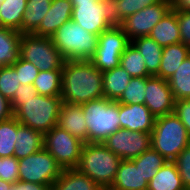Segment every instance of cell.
<instances>
[{
	"mask_svg": "<svg viewBox=\"0 0 190 190\" xmlns=\"http://www.w3.org/2000/svg\"><path fill=\"white\" fill-rule=\"evenodd\" d=\"M104 97L102 72L90 60H65L62 66L61 99L82 105Z\"/></svg>",
	"mask_w": 190,
	"mask_h": 190,
	"instance_id": "cell-1",
	"label": "cell"
},
{
	"mask_svg": "<svg viewBox=\"0 0 190 190\" xmlns=\"http://www.w3.org/2000/svg\"><path fill=\"white\" fill-rule=\"evenodd\" d=\"M121 158L102 143H84L77 169L108 190L114 182Z\"/></svg>",
	"mask_w": 190,
	"mask_h": 190,
	"instance_id": "cell-2",
	"label": "cell"
},
{
	"mask_svg": "<svg viewBox=\"0 0 190 190\" xmlns=\"http://www.w3.org/2000/svg\"><path fill=\"white\" fill-rule=\"evenodd\" d=\"M62 103L61 97L38 94L34 98L21 99L13 116L22 125L45 134L57 125Z\"/></svg>",
	"mask_w": 190,
	"mask_h": 190,
	"instance_id": "cell-3",
	"label": "cell"
},
{
	"mask_svg": "<svg viewBox=\"0 0 190 190\" xmlns=\"http://www.w3.org/2000/svg\"><path fill=\"white\" fill-rule=\"evenodd\" d=\"M51 39L64 60H91L98 45V36L72 19L58 28Z\"/></svg>",
	"mask_w": 190,
	"mask_h": 190,
	"instance_id": "cell-4",
	"label": "cell"
},
{
	"mask_svg": "<svg viewBox=\"0 0 190 190\" xmlns=\"http://www.w3.org/2000/svg\"><path fill=\"white\" fill-rule=\"evenodd\" d=\"M189 143L190 135L174 113L156 118L151 147L167 161H174Z\"/></svg>",
	"mask_w": 190,
	"mask_h": 190,
	"instance_id": "cell-5",
	"label": "cell"
},
{
	"mask_svg": "<svg viewBox=\"0 0 190 190\" xmlns=\"http://www.w3.org/2000/svg\"><path fill=\"white\" fill-rule=\"evenodd\" d=\"M88 130L89 143H102L120 129L119 103L105 97L81 105Z\"/></svg>",
	"mask_w": 190,
	"mask_h": 190,
	"instance_id": "cell-6",
	"label": "cell"
},
{
	"mask_svg": "<svg viewBox=\"0 0 190 190\" xmlns=\"http://www.w3.org/2000/svg\"><path fill=\"white\" fill-rule=\"evenodd\" d=\"M20 57L31 62L39 71L62 70L64 58L51 37L22 34Z\"/></svg>",
	"mask_w": 190,
	"mask_h": 190,
	"instance_id": "cell-7",
	"label": "cell"
},
{
	"mask_svg": "<svg viewBox=\"0 0 190 190\" xmlns=\"http://www.w3.org/2000/svg\"><path fill=\"white\" fill-rule=\"evenodd\" d=\"M19 181L47 185L60 177L63 169L56 159L45 149L18 160Z\"/></svg>",
	"mask_w": 190,
	"mask_h": 190,
	"instance_id": "cell-8",
	"label": "cell"
},
{
	"mask_svg": "<svg viewBox=\"0 0 190 190\" xmlns=\"http://www.w3.org/2000/svg\"><path fill=\"white\" fill-rule=\"evenodd\" d=\"M129 44L127 34L115 24L98 36L97 49L90 61L102 73L112 70L120 66V57Z\"/></svg>",
	"mask_w": 190,
	"mask_h": 190,
	"instance_id": "cell-9",
	"label": "cell"
},
{
	"mask_svg": "<svg viewBox=\"0 0 190 190\" xmlns=\"http://www.w3.org/2000/svg\"><path fill=\"white\" fill-rule=\"evenodd\" d=\"M84 142L58 125L44 134V148L62 169L76 168Z\"/></svg>",
	"mask_w": 190,
	"mask_h": 190,
	"instance_id": "cell-10",
	"label": "cell"
},
{
	"mask_svg": "<svg viewBox=\"0 0 190 190\" xmlns=\"http://www.w3.org/2000/svg\"><path fill=\"white\" fill-rule=\"evenodd\" d=\"M72 20L86 31L99 36L112 27L111 2L99 0L97 3H72Z\"/></svg>",
	"mask_w": 190,
	"mask_h": 190,
	"instance_id": "cell-11",
	"label": "cell"
},
{
	"mask_svg": "<svg viewBox=\"0 0 190 190\" xmlns=\"http://www.w3.org/2000/svg\"><path fill=\"white\" fill-rule=\"evenodd\" d=\"M172 9L171 0L148 6L128 16L119 25L127 34L129 41L148 36L153 27Z\"/></svg>",
	"mask_w": 190,
	"mask_h": 190,
	"instance_id": "cell-12",
	"label": "cell"
},
{
	"mask_svg": "<svg viewBox=\"0 0 190 190\" xmlns=\"http://www.w3.org/2000/svg\"><path fill=\"white\" fill-rule=\"evenodd\" d=\"M102 144L122 160H132L151 147V134L120 128Z\"/></svg>",
	"mask_w": 190,
	"mask_h": 190,
	"instance_id": "cell-13",
	"label": "cell"
},
{
	"mask_svg": "<svg viewBox=\"0 0 190 190\" xmlns=\"http://www.w3.org/2000/svg\"><path fill=\"white\" fill-rule=\"evenodd\" d=\"M144 105L157 118L174 113L175 99L168 81L156 76L146 77Z\"/></svg>",
	"mask_w": 190,
	"mask_h": 190,
	"instance_id": "cell-14",
	"label": "cell"
},
{
	"mask_svg": "<svg viewBox=\"0 0 190 190\" xmlns=\"http://www.w3.org/2000/svg\"><path fill=\"white\" fill-rule=\"evenodd\" d=\"M119 118L120 128L150 134L156 120V117L144 104L119 103Z\"/></svg>",
	"mask_w": 190,
	"mask_h": 190,
	"instance_id": "cell-15",
	"label": "cell"
},
{
	"mask_svg": "<svg viewBox=\"0 0 190 190\" xmlns=\"http://www.w3.org/2000/svg\"><path fill=\"white\" fill-rule=\"evenodd\" d=\"M72 10L73 6L70 0H52L50 9L32 34L51 37L58 28L71 20Z\"/></svg>",
	"mask_w": 190,
	"mask_h": 190,
	"instance_id": "cell-16",
	"label": "cell"
},
{
	"mask_svg": "<svg viewBox=\"0 0 190 190\" xmlns=\"http://www.w3.org/2000/svg\"><path fill=\"white\" fill-rule=\"evenodd\" d=\"M57 125L84 143L88 142L87 124L81 105L63 102Z\"/></svg>",
	"mask_w": 190,
	"mask_h": 190,
	"instance_id": "cell-17",
	"label": "cell"
},
{
	"mask_svg": "<svg viewBox=\"0 0 190 190\" xmlns=\"http://www.w3.org/2000/svg\"><path fill=\"white\" fill-rule=\"evenodd\" d=\"M108 190H148V181L131 160H121L114 182Z\"/></svg>",
	"mask_w": 190,
	"mask_h": 190,
	"instance_id": "cell-18",
	"label": "cell"
},
{
	"mask_svg": "<svg viewBox=\"0 0 190 190\" xmlns=\"http://www.w3.org/2000/svg\"><path fill=\"white\" fill-rule=\"evenodd\" d=\"M44 148V134L22 125L17 120V140L13 156L21 159Z\"/></svg>",
	"mask_w": 190,
	"mask_h": 190,
	"instance_id": "cell-19",
	"label": "cell"
},
{
	"mask_svg": "<svg viewBox=\"0 0 190 190\" xmlns=\"http://www.w3.org/2000/svg\"><path fill=\"white\" fill-rule=\"evenodd\" d=\"M160 46L165 47L181 42L177 13L171 9L151 30L148 35Z\"/></svg>",
	"mask_w": 190,
	"mask_h": 190,
	"instance_id": "cell-20",
	"label": "cell"
},
{
	"mask_svg": "<svg viewBox=\"0 0 190 190\" xmlns=\"http://www.w3.org/2000/svg\"><path fill=\"white\" fill-rule=\"evenodd\" d=\"M190 54V48L182 42L163 47L159 73L156 77L168 80Z\"/></svg>",
	"mask_w": 190,
	"mask_h": 190,
	"instance_id": "cell-21",
	"label": "cell"
},
{
	"mask_svg": "<svg viewBox=\"0 0 190 190\" xmlns=\"http://www.w3.org/2000/svg\"><path fill=\"white\" fill-rule=\"evenodd\" d=\"M51 190H103V188L77 168H68L63 169Z\"/></svg>",
	"mask_w": 190,
	"mask_h": 190,
	"instance_id": "cell-22",
	"label": "cell"
},
{
	"mask_svg": "<svg viewBox=\"0 0 190 190\" xmlns=\"http://www.w3.org/2000/svg\"><path fill=\"white\" fill-rule=\"evenodd\" d=\"M21 36L17 30L0 26V67L11 66L19 60Z\"/></svg>",
	"mask_w": 190,
	"mask_h": 190,
	"instance_id": "cell-23",
	"label": "cell"
},
{
	"mask_svg": "<svg viewBox=\"0 0 190 190\" xmlns=\"http://www.w3.org/2000/svg\"><path fill=\"white\" fill-rule=\"evenodd\" d=\"M104 97L111 101H117L128 87L131 76L118 66L102 73Z\"/></svg>",
	"mask_w": 190,
	"mask_h": 190,
	"instance_id": "cell-24",
	"label": "cell"
},
{
	"mask_svg": "<svg viewBox=\"0 0 190 190\" xmlns=\"http://www.w3.org/2000/svg\"><path fill=\"white\" fill-rule=\"evenodd\" d=\"M130 43L144 56L147 72L156 76L159 73L163 47L149 36L136 38Z\"/></svg>",
	"mask_w": 190,
	"mask_h": 190,
	"instance_id": "cell-25",
	"label": "cell"
},
{
	"mask_svg": "<svg viewBox=\"0 0 190 190\" xmlns=\"http://www.w3.org/2000/svg\"><path fill=\"white\" fill-rule=\"evenodd\" d=\"M148 190H186L173 161H167L148 182Z\"/></svg>",
	"mask_w": 190,
	"mask_h": 190,
	"instance_id": "cell-26",
	"label": "cell"
},
{
	"mask_svg": "<svg viewBox=\"0 0 190 190\" xmlns=\"http://www.w3.org/2000/svg\"><path fill=\"white\" fill-rule=\"evenodd\" d=\"M27 0H4L0 4L1 26L19 31L22 34V20Z\"/></svg>",
	"mask_w": 190,
	"mask_h": 190,
	"instance_id": "cell-27",
	"label": "cell"
},
{
	"mask_svg": "<svg viewBox=\"0 0 190 190\" xmlns=\"http://www.w3.org/2000/svg\"><path fill=\"white\" fill-rule=\"evenodd\" d=\"M52 0H27L22 20V34H32L50 9Z\"/></svg>",
	"mask_w": 190,
	"mask_h": 190,
	"instance_id": "cell-28",
	"label": "cell"
},
{
	"mask_svg": "<svg viewBox=\"0 0 190 190\" xmlns=\"http://www.w3.org/2000/svg\"><path fill=\"white\" fill-rule=\"evenodd\" d=\"M167 81L175 101L190 98V54Z\"/></svg>",
	"mask_w": 190,
	"mask_h": 190,
	"instance_id": "cell-29",
	"label": "cell"
},
{
	"mask_svg": "<svg viewBox=\"0 0 190 190\" xmlns=\"http://www.w3.org/2000/svg\"><path fill=\"white\" fill-rule=\"evenodd\" d=\"M62 70L39 71L33 82L39 95L61 97Z\"/></svg>",
	"mask_w": 190,
	"mask_h": 190,
	"instance_id": "cell-30",
	"label": "cell"
},
{
	"mask_svg": "<svg viewBox=\"0 0 190 190\" xmlns=\"http://www.w3.org/2000/svg\"><path fill=\"white\" fill-rule=\"evenodd\" d=\"M160 1L161 0H112L111 17L114 24L119 25L128 16Z\"/></svg>",
	"mask_w": 190,
	"mask_h": 190,
	"instance_id": "cell-31",
	"label": "cell"
},
{
	"mask_svg": "<svg viewBox=\"0 0 190 190\" xmlns=\"http://www.w3.org/2000/svg\"><path fill=\"white\" fill-rule=\"evenodd\" d=\"M144 61L141 52L130 43L120 57V67L131 77H151Z\"/></svg>",
	"mask_w": 190,
	"mask_h": 190,
	"instance_id": "cell-32",
	"label": "cell"
},
{
	"mask_svg": "<svg viewBox=\"0 0 190 190\" xmlns=\"http://www.w3.org/2000/svg\"><path fill=\"white\" fill-rule=\"evenodd\" d=\"M131 161L136 167H139L140 172L148 182L158 173V169L167 162V160L152 147Z\"/></svg>",
	"mask_w": 190,
	"mask_h": 190,
	"instance_id": "cell-33",
	"label": "cell"
},
{
	"mask_svg": "<svg viewBox=\"0 0 190 190\" xmlns=\"http://www.w3.org/2000/svg\"><path fill=\"white\" fill-rule=\"evenodd\" d=\"M17 140V119L13 116L0 121V158L11 157Z\"/></svg>",
	"mask_w": 190,
	"mask_h": 190,
	"instance_id": "cell-34",
	"label": "cell"
},
{
	"mask_svg": "<svg viewBox=\"0 0 190 190\" xmlns=\"http://www.w3.org/2000/svg\"><path fill=\"white\" fill-rule=\"evenodd\" d=\"M146 89L145 77H132L128 87L117 100L121 104H144Z\"/></svg>",
	"mask_w": 190,
	"mask_h": 190,
	"instance_id": "cell-35",
	"label": "cell"
},
{
	"mask_svg": "<svg viewBox=\"0 0 190 190\" xmlns=\"http://www.w3.org/2000/svg\"><path fill=\"white\" fill-rule=\"evenodd\" d=\"M20 86L16 70L12 66L0 67V93L11 103Z\"/></svg>",
	"mask_w": 190,
	"mask_h": 190,
	"instance_id": "cell-36",
	"label": "cell"
},
{
	"mask_svg": "<svg viewBox=\"0 0 190 190\" xmlns=\"http://www.w3.org/2000/svg\"><path fill=\"white\" fill-rule=\"evenodd\" d=\"M11 66L16 70L22 85L33 84L39 73V69L36 66L21 57Z\"/></svg>",
	"mask_w": 190,
	"mask_h": 190,
	"instance_id": "cell-37",
	"label": "cell"
},
{
	"mask_svg": "<svg viewBox=\"0 0 190 190\" xmlns=\"http://www.w3.org/2000/svg\"><path fill=\"white\" fill-rule=\"evenodd\" d=\"M173 162L176 164L185 189L190 190V143Z\"/></svg>",
	"mask_w": 190,
	"mask_h": 190,
	"instance_id": "cell-38",
	"label": "cell"
},
{
	"mask_svg": "<svg viewBox=\"0 0 190 190\" xmlns=\"http://www.w3.org/2000/svg\"><path fill=\"white\" fill-rule=\"evenodd\" d=\"M0 179L10 183L19 181L18 159L14 156L0 158Z\"/></svg>",
	"mask_w": 190,
	"mask_h": 190,
	"instance_id": "cell-39",
	"label": "cell"
},
{
	"mask_svg": "<svg viewBox=\"0 0 190 190\" xmlns=\"http://www.w3.org/2000/svg\"><path fill=\"white\" fill-rule=\"evenodd\" d=\"M180 28L181 42L190 48V11L174 10Z\"/></svg>",
	"mask_w": 190,
	"mask_h": 190,
	"instance_id": "cell-40",
	"label": "cell"
},
{
	"mask_svg": "<svg viewBox=\"0 0 190 190\" xmlns=\"http://www.w3.org/2000/svg\"><path fill=\"white\" fill-rule=\"evenodd\" d=\"M174 114L181 120L190 135V99L176 100Z\"/></svg>",
	"mask_w": 190,
	"mask_h": 190,
	"instance_id": "cell-41",
	"label": "cell"
},
{
	"mask_svg": "<svg viewBox=\"0 0 190 190\" xmlns=\"http://www.w3.org/2000/svg\"><path fill=\"white\" fill-rule=\"evenodd\" d=\"M37 95L38 93L34 89L33 84H20L13 96V102L11 103L12 110L14 111L19 105H21V99L34 98Z\"/></svg>",
	"mask_w": 190,
	"mask_h": 190,
	"instance_id": "cell-42",
	"label": "cell"
},
{
	"mask_svg": "<svg viewBox=\"0 0 190 190\" xmlns=\"http://www.w3.org/2000/svg\"><path fill=\"white\" fill-rule=\"evenodd\" d=\"M8 190H51L47 185L17 181L12 183Z\"/></svg>",
	"mask_w": 190,
	"mask_h": 190,
	"instance_id": "cell-43",
	"label": "cell"
},
{
	"mask_svg": "<svg viewBox=\"0 0 190 190\" xmlns=\"http://www.w3.org/2000/svg\"><path fill=\"white\" fill-rule=\"evenodd\" d=\"M13 117L11 102L0 93V121Z\"/></svg>",
	"mask_w": 190,
	"mask_h": 190,
	"instance_id": "cell-44",
	"label": "cell"
},
{
	"mask_svg": "<svg viewBox=\"0 0 190 190\" xmlns=\"http://www.w3.org/2000/svg\"><path fill=\"white\" fill-rule=\"evenodd\" d=\"M173 10L190 11V0H171Z\"/></svg>",
	"mask_w": 190,
	"mask_h": 190,
	"instance_id": "cell-45",
	"label": "cell"
},
{
	"mask_svg": "<svg viewBox=\"0 0 190 190\" xmlns=\"http://www.w3.org/2000/svg\"><path fill=\"white\" fill-rule=\"evenodd\" d=\"M12 183L0 179V190H8Z\"/></svg>",
	"mask_w": 190,
	"mask_h": 190,
	"instance_id": "cell-46",
	"label": "cell"
},
{
	"mask_svg": "<svg viewBox=\"0 0 190 190\" xmlns=\"http://www.w3.org/2000/svg\"><path fill=\"white\" fill-rule=\"evenodd\" d=\"M72 3H97L99 0H70Z\"/></svg>",
	"mask_w": 190,
	"mask_h": 190,
	"instance_id": "cell-47",
	"label": "cell"
}]
</instances>
